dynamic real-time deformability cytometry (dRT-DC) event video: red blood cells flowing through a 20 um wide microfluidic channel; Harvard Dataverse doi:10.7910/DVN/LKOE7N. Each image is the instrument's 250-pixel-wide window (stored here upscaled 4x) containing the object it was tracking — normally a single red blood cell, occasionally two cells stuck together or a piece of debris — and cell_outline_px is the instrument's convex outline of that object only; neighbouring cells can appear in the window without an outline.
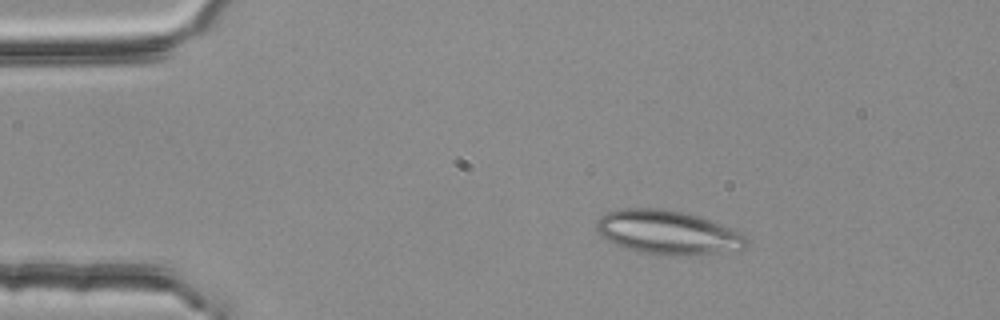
{"species": "common noctule bat (a hibernating species)", "species_latin": "Nyctalus noctula", "temperature_condition": "room temperature", "stored_images_in_passage": 2, "camera_frame_rate_fps": 3000, "um_per_image_px": 0.085, "animal": {"sex": "female", "body_mass_g": 25.1}, "frame": {"image": 1, "passage_image": 1, "time_ms": 0.0, "image_size_px": [1000, 320], "cell_outline_px": [[748, 244], [740, 252], [684, 256], [660, 256], [636, 252], [624, 248], [600, 236], [596, 228], [596, 224], [600, 216], [608, 212], [620, 208], [664, 208], [684, 212], [712, 220], [724, 224], [740, 232], [748, 240]], "centroid_in_image_um": [56.82, 19.78], "position_along_channel_um": 28.2, "area_um2": 39.54}}